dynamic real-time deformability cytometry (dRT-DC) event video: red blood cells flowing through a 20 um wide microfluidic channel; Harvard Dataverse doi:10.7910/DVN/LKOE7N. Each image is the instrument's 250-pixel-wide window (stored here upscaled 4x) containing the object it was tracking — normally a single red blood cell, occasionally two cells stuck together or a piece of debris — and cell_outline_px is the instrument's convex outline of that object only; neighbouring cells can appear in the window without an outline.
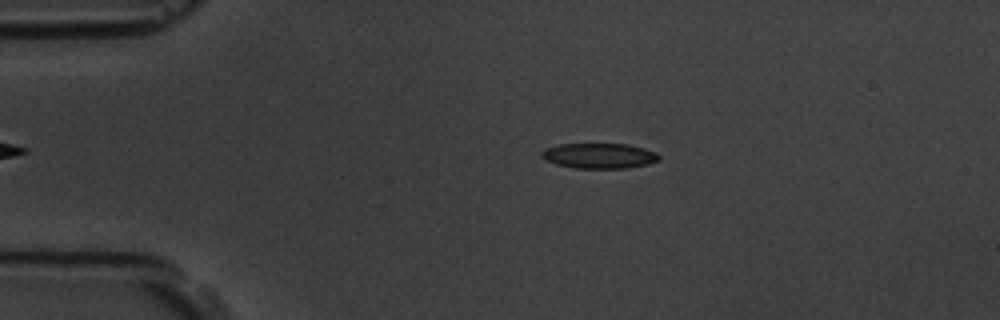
{"species": "common noctule bat (a hibernating species)", "species_latin": "Nyctalus noctula", "temperature_condition": "room temperature", "stored_images_in_passage": 5, "camera_frame_rate_fps": 3000, "um_per_image_px": 0.085, "animal": {"sex": "male", "body_mass_g": 19.5, "forearm_length_mm": 54.6}, "frame": {"image": 1, "passage_image": 1, "time_ms": 0.0, "image_size_px": [1000, 320], "cell_outline_px": [[660, 160], [648, 164], [628, 168], [576, 168], [556, 164], [544, 160], [540, 156], [540, 152], [544, 148], [560, 144], [628, 144], [644, 148], [656, 152], [660, 156]], "centroid_in_image_um": [50.92, 13.24], "position_along_channel_um": 34.1, "area_um2": 17.46}}
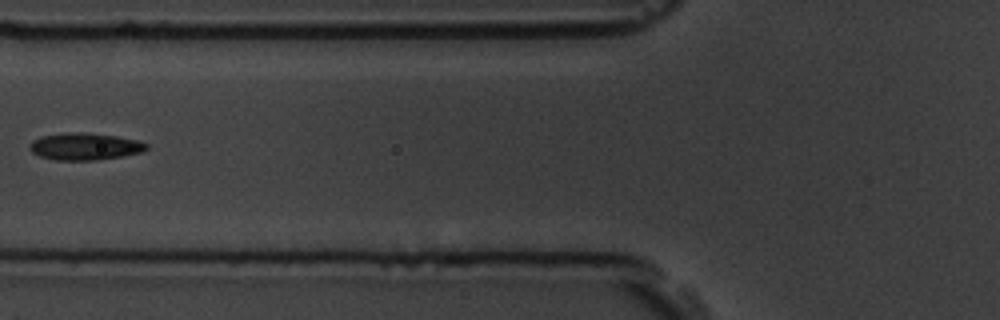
{"frame": {"image": 2, "passage_image": 4, "time_ms": 3.333, "image_size_px": [1000, 320], "cell_outline_px": [[148, 148], [144, 152], [96, 160], [56, 160], [40, 156], [32, 152], [28, 148], [28, 144], [32, 140], [40, 136], [64, 132], [84, 132], [116, 136], [136, 140], [148, 144]], "centroid_in_image_um": [7.17, 12.44], "position_along_channel_um": 118.6, "area_um2": 18.55}}
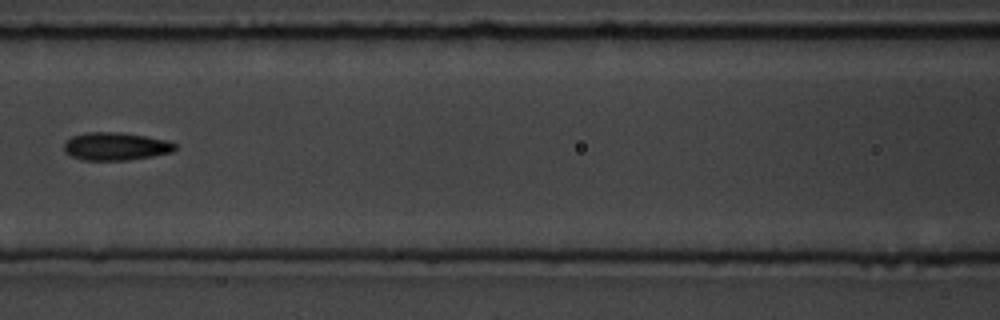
{"frame": {"image": 3, "passage_image": 5, "time_ms": 4.333, "image_size_px": [1000, 320], "cell_outline_px": [[176, 148], [172, 152], [152, 156], [128, 160], [84, 160], [72, 156], [64, 152], [64, 144], [72, 136], [84, 132], [120, 132], [168, 140], [176, 144]], "centroid_in_image_um": [9.83, 12.43], "position_along_channel_um": 156.8, "area_um2": 18.03}}